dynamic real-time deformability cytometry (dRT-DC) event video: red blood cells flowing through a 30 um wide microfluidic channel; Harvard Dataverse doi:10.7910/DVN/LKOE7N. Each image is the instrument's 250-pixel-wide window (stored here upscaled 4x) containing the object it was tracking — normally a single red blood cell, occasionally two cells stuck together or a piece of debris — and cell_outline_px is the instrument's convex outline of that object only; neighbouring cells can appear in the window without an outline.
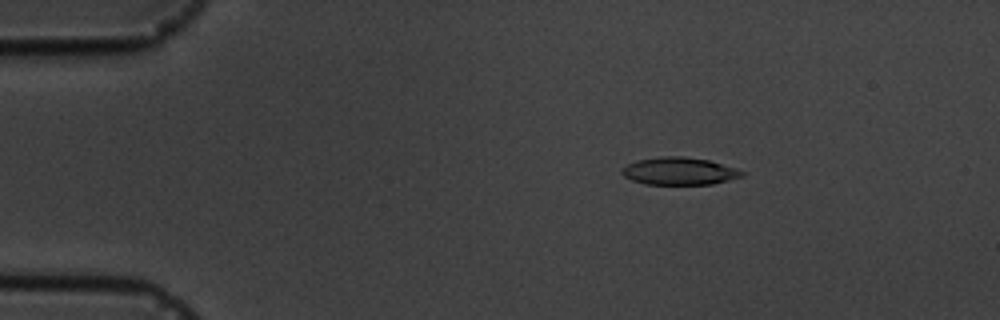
{"species": "common noctule bat (a hibernating species)", "species_latin": "Nyctalus noctula", "temperature_condition": "cold", "stored_images_in_passage": 5, "camera_frame_rate_fps": 3000, "um_per_image_px": 0.085, "animal": {"sex": "male", "body_mass_g": 19.5, "forearm_length_mm": 54.6}, "frame": {"image": 1, "passage_image": 3, "time_ms": 2.333, "image_size_px": [1000, 320], "cell_outline_px": [[744, 176], [712, 184], [644, 184], [632, 180], [624, 176], [620, 172], [620, 168], [636, 160], [660, 156], [684, 156], [708, 160], [736, 168], [744, 172]], "centroid_in_image_um": [57.7, 14.54], "position_along_channel_um": 27.3, "area_um2": 19.31}}